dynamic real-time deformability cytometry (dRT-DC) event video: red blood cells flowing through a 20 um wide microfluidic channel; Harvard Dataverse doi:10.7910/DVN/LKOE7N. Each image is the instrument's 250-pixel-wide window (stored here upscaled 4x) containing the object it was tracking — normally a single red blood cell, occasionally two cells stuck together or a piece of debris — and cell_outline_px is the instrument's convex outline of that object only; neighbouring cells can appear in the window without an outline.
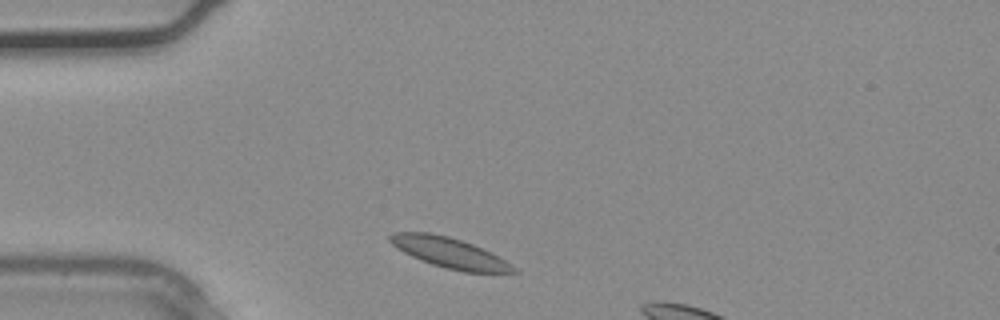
{"species": "common noctule bat (a hibernating species)", "species_latin": "Nyctalus noctula", "temperature_condition": "warm", "stored_images_in_passage": 2, "segment_of_instrument_passage": [1, 2], "camera_frame_rate_fps": 3000, "um_per_image_px": 0.085, "animal": {"sex": "male", "body_mass_g": 20.4}, "frame": {"image": 1, "passage_image": 1, "time_ms": 0.0, "image_size_px": [1000, 320], "cell_outline_px": [[520, 272], [464, 272], [432, 264], [412, 256], [404, 252], [392, 244], [388, 240], [388, 236], [392, 232], [428, 232], [448, 236], [472, 244], [504, 260], [516, 268]], "centroid_in_image_um": [38.16, 21.47], "position_along_channel_um": 46.8, "area_um2": 21.27}}